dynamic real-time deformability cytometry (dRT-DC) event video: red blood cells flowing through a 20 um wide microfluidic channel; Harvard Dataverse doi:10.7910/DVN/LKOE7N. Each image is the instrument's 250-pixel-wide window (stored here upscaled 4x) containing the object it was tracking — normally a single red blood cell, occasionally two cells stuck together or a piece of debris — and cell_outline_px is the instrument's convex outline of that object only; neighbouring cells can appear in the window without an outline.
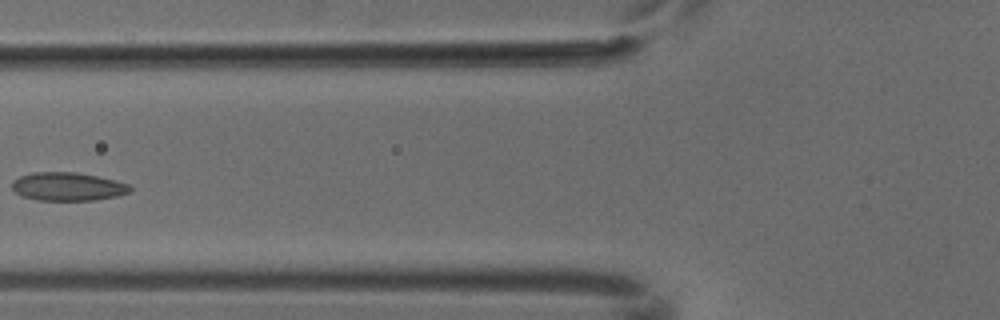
{"species": "common noctule bat (a hibernating species)", "species_latin": "Nyctalus noctula", "temperature_condition": "cold", "stored_images_in_passage": 5, "camera_frame_rate_fps": 3000, "um_per_image_px": 0.085, "animal": {"sex": "male", "body_mass_g": 18.8}, "frame": {"image": 1, "passage_image": 5, "time_ms": 1.333, "image_size_px": [1000, 320], "cell_outline_px": [[132, 188], [128, 192], [116, 196], [96, 200], [36, 200], [24, 196], [16, 192], [12, 188], [12, 180], [20, 176], [32, 172], [76, 172], [116, 180], [128, 184]], "centroid_in_image_um": [5.74, 15.85], "position_along_channel_um": 120.1, "area_um2": 19.42}}